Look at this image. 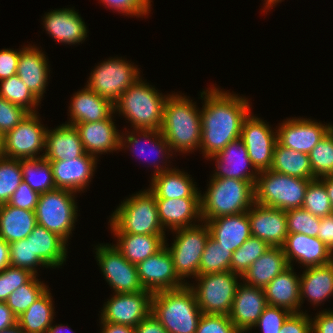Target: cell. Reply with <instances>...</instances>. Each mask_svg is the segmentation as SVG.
<instances>
[{"mask_svg":"<svg viewBox=\"0 0 333 333\" xmlns=\"http://www.w3.org/2000/svg\"><path fill=\"white\" fill-rule=\"evenodd\" d=\"M200 93L204 104L201 109L199 150L208 160L241 137L242 124L251 112V104L247 98L222 91L214 85Z\"/></svg>","mask_w":333,"mask_h":333,"instance_id":"6da1fadb","label":"cell"},{"mask_svg":"<svg viewBox=\"0 0 333 333\" xmlns=\"http://www.w3.org/2000/svg\"><path fill=\"white\" fill-rule=\"evenodd\" d=\"M192 101L174 93L166 99L160 131L173 152L186 154L200 148L201 110Z\"/></svg>","mask_w":333,"mask_h":333,"instance_id":"7a4b0ae2","label":"cell"},{"mask_svg":"<svg viewBox=\"0 0 333 333\" xmlns=\"http://www.w3.org/2000/svg\"><path fill=\"white\" fill-rule=\"evenodd\" d=\"M151 314L168 333H196L203 314L188 284L153 293Z\"/></svg>","mask_w":333,"mask_h":333,"instance_id":"3957f363","label":"cell"},{"mask_svg":"<svg viewBox=\"0 0 333 333\" xmlns=\"http://www.w3.org/2000/svg\"><path fill=\"white\" fill-rule=\"evenodd\" d=\"M140 77L114 104V112H118L131 123L133 129L160 130L163 124V113L166 99L152 85Z\"/></svg>","mask_w":333,"mask_h":333,"instance_id":"277c9868","label":"cell"},{"mask_svg":"<svg viewBox=\"0 0 333 333\" xmlns=\"http://www.w3.org/2000/svg\"><path fill=\"white\" fill-rule=\"evenodd\" d=\"M211 177L207 191L200 194L202 220L243 213L255 203V190L251 182Z\"/></svg>","mask_w":333,"mask_h":333,"instance_id":"5b68a950","label":"cell"},{"mask_svg":"<svg viewBox=\"0 0 333 333\" xmlns=\"http://www.w3.org/2000/svg\"><path fill=\"white\" fill-rule=\"evenodd\" d=\"M112 233L165 235L160 224L155 196L148 190L126 198L111 214Z\"/></svg>","mask_w":333,"mask_h":333,"instance_id":"8992f818","label":"cell"},{"mask_svg":"<svg viewBox=\"0 0 333 333\" xmlns=\"http://www.w3.org/2000/svg\"><path fill=\"white\" fill-rule=\"evenodd\" d=\"M310 181L271 169L260 171L254 186L255 203L284 211L302 208Z\"/></svg>","mask_w":333,"mask_h":333,"instance_id":"52a82bcc","label":"cell"},{"mask_svg":"<svg viewBox=\"0 0 333 333\" xmlns=\"http://www.w3.org/2000/svg\"><path fill=\"white\" fill-rule=\"evenodd\" d=\"M76 194L60 188L41 193L35 209L37 224L57 234L66 243L77 221Z\"/></svg>","mask_w":333,"mask_h":333,"instance_id":"ba28073f","label":"cell"},{"mask_svg":"<svg viewBox=\"0 0 333 333\" xmlns=\"http://www.w3.org/2000/svg\"><path fill=\"white\" fill-rule=\"evenodd\" d=\"M241 276L230 270L198 275L197 285L189 284L203 314L229 315Z\"/></svg>","mask_w":333,"mask_h":333,"instance_id":"9c48e42d","label":"cell"},{"mask_svg":"<svg viewBox=\"0 0 333 333\" xmlns=\"http://www.w3.org/2000/svg\"><path fill=\"white\" fill-rule=\"evenodd\" d=\"M201 223L171 231L176 234L172 245L168 247L169 245L165 242L172 256L176 274L186 284H188L186 277L196 278L199 275L200 259L206 241L210 237L206 222L201 221Z\"/></svg>","mask_w":333,"mask_h":333,"instance_id":"30bf717a","label":"cell"},{"mask_svg":"<svg viewBox=\"0 0 333 333\" xmlns=\"http://www.w3.org/2000/svg\"><path fill=\"white\" fill-rule=\"evenodd\" d=\"M125 58H108L93 68L85 87L108 99L113 105L137 81L140 69Z\"/></svg>","mask_w":333,"mask_h":333,"instance_id":"8fae6325","label":"cell"},{"mask_svg":"<svg viewBox=\"0 0 333 333\" xmlns=\"http://www.w3.org/2000/svg\"><path fill=\"white\" fill-rule=\"evenodd\" d=\"M39 118L38 112L28 113L14 129L4 135V157L19 160L43 158L44 153L40 155V151L45 150L47 128Z\"/></svg>","mask_w":333,"mask_h":333,"instance_id":"7c38bea8","label":"cell"},{"mask_svg":"<svg viewBox=\"0 0 333 333\" xmlns=\"http://www.w3.org/2000/svg\"><path fill=\"white\" fill-rule=\"evenodd\" d=\"M96 246V261L114 293H136L145 290L139 280L137 266L126 260L113 244L101 243Z\"/></svg>","mask_w":333,"mask_h":333,"instance_id":"4fadbf2b","label":"cell"},{"mask_svg":"<svg viewBox=\"0 0 333 333\" xmlns=\"http://www.w3.org/2000/svg\"><path fill=\"white\" fill-rule=\"evenodd\" d=\"M153 293L147 290L136 293H113L104 302L100 317L104 322L137 326L151 314Z\"/></svg>","mask_w":333,"mask_h":333,"instance_id":"5bb4252c","label":"cell"},{"mask_svg":"<svg viewBox=\"0 0 333 333\" xmlns=\"http://www.w3.org/2000/svg\"><path fill=\"white\" fill-rule=\"evenodd\" d=\"M240 138L245 143L248 156L255 169L258 172L269 170L277 143V130H272L268 122L265 123L264 120L250 112L243 121Z\"/></svg>","mask_w":333,"mask_h":333,"instance_id":"9a60e30c","label":"cell"},{"mask_svg":"<svg viewBox=\"0 0 333 333\" xmlns=\"http://www.w3.org/2000/svg\"><path fill=\"white\" fill-rule=\"evenodd\" d=\"M278 127L277 142L280 145L309 154L333 128V124L325 125L309 118L294 117L287 118Z\"/></svg>","mask_w":333,"mask_h":333,"instance_id":"2e32d148","label":"cell"},{"mask_svg":"<svg viewBox=\"0 0 333 333\" xmlns=\"http://www.w3.org/2000/svg\"><path fill=\"white\" fill-rule=\"evenodd\" d=\"M136 266L141 285L152 293L186 285L176 274L172 256L166 246Z\"/></svg>","mask_w":333,"mask_h":333,"instance_id":"e0dca14e","label":"cell"},{"mask_svg":"<svg viewBox=\"0 0 333 333\" xmlns=\"http://www.w3.org/2000/svg\"><path fill=\"white\" fill-rule=\"evenodd\" d=\"M210 158L216 160L217 167L212 175L214 178L249 181L255 186L259 172L252 165L245 143L241 138L230 142L223 150Z\"/></svg>","mask_w":333,"mask_h":333,"instance_id":"ac0fdd59","label":"cell"},{"mask_svg":"<svg viewBox=\"0 0 333 333\" xmlns=\"http://www.w3.org/2000/svg\"><path fill=\"white\" fill-rule=\"evenodd\" d=\"M253 237L269 246L282 247L288 235L286 211L254 203L248 210Z\"/></svg>","mask_w":333,"mask_h":333,"instance_id":"d6986e66","label":"cell"},{"mask_svg":"<svg viewBox=\"0 0 333 333\" xmlns=\"http://www.w3.org/2000/svg\"><path fill=\"white\" fill-rule=\"evenodd\" d=\"M289 266L298 262L303 268L329 264L333 261V253L318 238L301 233H288L282 246Z\"/></svg>","mask_w":333,"mask_h":333,"instance_id":"ffe728a7","label":"cell"},{"mask_svg":"<svg viewBox=\"0 0 333 333\" xmlns=\"http://www.w3.org/2000/svg\"><path fill=\"white\" fill-rule=\"evenodd\" d=\"M267 306L262 288L241 282L236 289L229 318L241 333H246L253 329Z\"/></svg>","mask_w":333,"mask_h":333,"instance_id":"44dd1931","label":"cell"},{"mask_svg":"<svg viewBox=\"0 0 333 333\" xmlns=\"http://www.w3.org/2000/svg\"><path fill=\"white\" fill-rule=\"evenodd\" d=\"M98 159L90 154L68 161H49L56 188L81 192L89 186Z\"/></svg>","mask_w":333,"mask_h":333,"instance_id":"7402d4cb","label":"cell"},{"mask_svg":"<svg viewBox=\"0 0 333 333\" xmlns=\"http://www.w3.org/2000/svg\"><path fill=\"white\" fill-rule=\"evenodd\" d=\"M113 112L107 119L96 122H83L74 124L79 132L80 139L87 154L97 158L98 154L119 151L120 135L115 122Z\"/></svg>","mask_w":333,"mask_h":333,"instance_id":"603a6c76","label":"cell"},{"mask_svg":"<svg viewBox=\"0 0 333 333\" xmlns=\"http://www.w3.org/2000/svg\"><path fill=\"white\" fill-rule=\"evenodd\" d=\"M42 19L47 34L58 43L76 45L85 41L87 37V26L73 8L51 10Z\"/></svg>","mask_w":333,"mask_h":333,"instance_id":"cb8c5ba5","label":"cell"},{"mask_svg":"<svg viewBox=\"0 0 333 333\" xmlns=\"http://www.w3.org/2000/svg\"><path fill=\"white\" fill-rule=\"evenodd\" d=\"M35 45L23 47L18 59L17 75L41 102L50 75L47 56Z\"/></svg>","mask_w":333,"mask_h":333,"instance_id":"d4e9b609","label":"cell"},{"mask_svg":"<svg viewBox=\"0 0 333 333\" xmlns=\"http://www.w3.org/2000/svg\"><path fill=\"white\" fill-rule=\"evenodd\" d=\"M205 221L210 236L232 253L252 236L248 211Z\"/></svg>","mask_w":333,"mask_h":333,"instance_id":"484cf974","label":"cell"},{"mask_svg":"<svg viewBox=\"0 0 333 333\" xmlns=\"http://www.w3.org/2000/svg\"><path fill=\"white\" fill-rule=\"evenodd\" d=\"M44 151L43 158L47 161H68L86 154L78 130L68 124L47 128Z\"/></svg>","mask_w":333,"mask_h":333,"instance_id":"4316f807","label":"cell"},{"mask_svg":"<svg viewBox=\"0 0 333 333\" xmlns=\"http://www.w3.org/2000/svg\"><path fill=\"white\" fill-rule=\"evenodd\" d=\"M163 229L175 230L202 221L200 198L155 199ZM195 222H194V221ZM193 222V224H192Z\"/></svg>","mask_w":333,"mask_h":333,"instance_id":"83f0119b","label":"cell"},{"mask_svg":"<svg viewBox=\"0 0 333 333\" xmlns=\"http://www.w3.org/2000/svg\"><path fill=\"white\" fill-rule=\"evenodd\" d=\"M289 266L263 290L269 306L284 308L291 313L303 312L300 307V276Z\"/></svg>","mask_w":333,"mask_h":333,"instance_id":"f1b7e54d","label":"cell"},{"mask_svg":"<svg viewBox=\"0 0 333 333\" xmlns=\"http://www.w3.org/2000/svg\"><path fill=\"white\" fill-rule=\"evenodd\" d=\"M191 175L179 169L171 168L152 175L148 190L155 199L200 198V192ZM194 182V183H193Z\"/></svg>","mask_w":333,"mask_h":333,"instance_id":"f546056e","label":"cell"},{"mask_svg":"<svg viewBox=\"0 0 333 333\" xmlns=\"http://www.w3.org/2000/svg\"><path fill=\"white\" fill-rule=\"evenodd\" d=\"M114 112V105L90 88L74 93L69 106L68 125L83 122H96L107 119Z\"/></svg>","mask_w":333,"mask_h":333,"instance_id":"4dcf8cb0","label":"cell"},{"mask_svg":"<svg viewBox=\"0 0 333 333\" xmlns=\"http://www.w3.org/2000/svg\"><path fill=\"white\" fill-rule=\"evenodd\" d=\"M331 296H333V261L326 265L305 268L300 275L301 305L307 298L311 305L317 306Z\"/></svg>","mask_w":333,"mask_h":333,"instance_id":"1f68e13d","label":"cell"},{"mask_svg":"<svg viewBox=\"0 0 333 333\" xmlns=\"http://www.w3.org/2000/svg\"><path fill=\"white\" fill-rule=\"evenodd\" d=\"M126 132H128V133H126V134L121 133V135H120V149H124L125 150V149L128 148V149H131L132 153L135 152V151L137 152V150H138V152L140 153V155L144 156V154L147 153L146 152V148L143 147V145H140L142 143V142L140 143V141H142V138H143L144 142L146 141L148 143L150 141L148 143L150 145L148 146V144H147V146L149 147V149L151 148L152 152L154 151V154H156V155H158V154L160 155L161 154L164 159L166 158L165 159L166 161L163 162V164H165L167 162V160L170 157H172L173 151H171L168 142L166 141L165 137L163 136V134L161 133L160 130H155V129H144V130H142V129L137 130L136 129L135 130L134 129V130H132V132H129V131H126ZM137 137H139L140 139L137 138ZM136 152H135V154H136ZM136 155H138V154H136ZM140 155H138V156H140ZM145 157H146V154H145ZM146 159H147V157L145 158V160ZM157 161L155 160L153 162L154 163V167H155V171H153L154 172L153 175H156L158 173H161L163 171H167V170L171 169V168H169V166L167 165V163L164 166H163V164L162 165L160 164L164 160H161L159 162V164H157V163L155 164V162H157ZM166 166H168V167H166Z\"/></svg>","mask_w":333,"mask_h":333,"instance_id":"d6a6232c","label":"cell"},{"mask_svg":"<svg viewBox=\"0 0 333 333\" xmlns=\"http://www.w3.org/2000/svg\"><path fill=\"white\" fill-rule=\"evenodd\" d=\"M289 267L283 247H270L241 276L243 283L264 288Z\"/></svg>","mask_w":333,"mask_h":333,"instance_id":"836d02e7","label":"cell"},{"mask_svg":"<svg viewBox=\"0 0 333 333\" xmlns=\"http://www.w3.org/2000/svg\"><path fill=\"white\" fill-rule=\"evenodd\" d=\"M113 234L117 237V244H113V246L126 260L135 265L157 253L165 246L167 241L166 235Z\"/></svg>","mask_w":333,"mask_h":333,"instance_id":"e575fe53","label":"cell"},{"mask_svg":"<svg viewBox=\"0 0 333 333\" xmlns=\"http://www.w3.org/2000/svg\"><path fill=\"white\" fill-rule=\"evenodd\" d=\"M26 239L31 241L33 253L49 268H59L66 262L68 244L45 227L37 224Z\"/></svg>","mask_w":333,"mask_h":333,"instance_id":"d590c367","label":"cell"},{"mask_svg":"<svg viewBox=\"0 0 333 333\" xmlns=\"http://www.w3.org/2000/svg\"><path fill=\"white\" fill-rule=\"evenodd\" d=\"M37 225L35 211L0 205V236L13 243L26 238Z\"/></svg>","mask_w":333,"mask_h":333,"instance_id":"8d00e7d4","label":"cell"},{"mask_svg":"<svg viewBox=\"0 0 333 333\" xmlns=\"http://www.w3.org/2000/svg\"><path fill=\"white\" fill-rule=\"evenodd\" d=\"M49 290L17 318V325L25 333H48L55 315L54 301Z\"/></svg>","mask_w":333,"mask_h":333,"instance_id":"74e56055","label":"cell"},{"mask_svg":"<svg viewBox=\"0 0 333 333\" xmlns=\"http://www.w3.org/2000/svg\"><path fill=\"white\" fill-rule=\"evenodd\" d=\"M270 169L296 178L316 179L312 173L308 154L285 148L278 142L274 147Z\"/></svg>","mask_w":333,"mask_h":333,"instance_id":"f35d334b","label":"cell"},{"mask_svg":"<svg viewBox=\"0 0 333 333\" xmlns=\"http://www.w3.org/2000/svg\"><path fill=\"white\" fill-rule=\"evenodd\" d=\"M23 181L39 194L56 189L51 164L44 158L21 160Z\"/></svg>","mask_w":333,"mask_h":333,"instance_id":"ab89813d","label":"cell"},{"mask_svg":"<svg viewBox=\"0 0 333 333\" xmlns=\"http://www.w3.org/2000/svg\"><path fill=\"white\" fill-rule=\"evenodd\" d=\"M0 97L12 104L23 107L29 113L38 112L36 107L40 105V101L31 93L17 74L0 80Z\"/></svg>","mask_w":333,"mask_h":333,"instance_id":"60d3db41","label":"cell"},{"mask_svg":"<svg viewBox=\"0 0 333 333\" xmlns=\"http://www.w3.org/2000/svg\"><path fill=\"white\" fill-rule=\"evenodd\" d=\"M37 276L34 275L26 284L21 285L5 301L17 318L49 288L43 281H39Z\"/></svg>","mask_w":333,"mask_h":333,"instance_id":"b9f144b4","label":"cell"},{"mask_svg":"<svg viewBox=\"0 0 333 333\" xmlns=\"http://www.w3.org/2000/svg\"><path fill=\"white\" fill-rule=\"evenodd\" d=\"M271 246L257 237H249L232 253L230 271L242 276L245 271Z\"/></svg>","mask_w":333,"mask_h":333,"instance_id":"7bdbcfd3","label":"cell"},{"mask_svg":"<svg viewBox=\"0 0 333 333\" xmlns=\"http://www.w3.org/2000/svg\"><path fill=\"white\" fill-rule=\"evenodd\" d=\"M231 258L232 252L219 246V244L210 236L206 241L200 259L199 275L230 270Z\"/></svg>","mask_w":333,"mask_h":333,"instance_id":"ee69618b","label":"cell"},{"mask_svg":"<svg viewBox=\"0 0 333 333\" xmlns=\"http://www.w3.org/2000/svg\"><path fill=\"white\" fill-rule=\"evenodd\" d=\"M315 178L333 176V128L308 154Z\"/></svg>","mask_w":333,"mask_h":333,"instance_id":"f6af8a7d","label":"cell"},{"mask_svg":"<svg viewBox=\"0 0 333 333\" xmlns=\"http://www.w3.org/2000/svg\"><path fill=\"white\" fill-rule=\"evenodd\" d=\"M23 181L21 160L0 158V205L7 204Z\"/></svg>","mask_w":333,"mask_h":333,"instance_id":"bcb514c9","label":"cell"},{"mask_svg":"<svg viewBox=\"0 0 333 333\" xmlns=\"http://www.w3.org/2000/svg\"><path fill=\"white\" fill-rule=\"evenodd\" d=\"M302 208L319 218L333 213L325 184L319 178L309 182Z\"/></svg>","mask_w":333,"mask_h":333,"instance_id":"7dc6e473","label":"cell"},{"mask_svg":"<svg viewBox=\"0 0 333 333\" xmlns=\"http://www.w3.org/2000/svg\"><path fill=\"white\" fill-rule=\"evenodd\" d=\"M10 252V266L26 269L37 275L38 266L43 268H49L35 253L31 248V241H27L26 238L9 243Z\"/></svg>","mask_w":333,"mask_h":333,"instance_id":"c3c4849f","label":"cell"},{"mask_svg":"<svg viewBox=\"0 0 333 333\" xmlns=\"http://www.w3.org/2000/svg\"><path fill=\"white\" fill-rule=\"evenodd\" d=\"M288 233H301L317 237L320 218L303 208L286 211Z\"/></svg>","mask_w":333,"mask_h":333,"instance_id":"681fc988","label":"cell"},{"mask_svg":"<svg viewBox=\"0 0 333 333\" xmlns=\"http://www.w3.org/2000/svg\"><path fill=\"white\" fill-rule=\"evenodd\" d=\"M33 276L34 274L26 269L12 266L0 271V302H5L11 293L26 284Z\"/></svg>","mask_w":333,"mask_h":333,"instance_id":"f907efd6","label":"cell"},{"mask_svg":"<svg viewBox=\"0 0 333 333\" xmlns=\"http://www.w3.org/2000/svg\"><path fill=\"white\" fill-rule=\"evenodd\" d=\"M291 314L284 308L268 305L253 328L260 327L262 333H280L282 325Z\"/></svg>","mask_w":333,"mask_h":333,"instance_id":"816d5d0a","label":"cell"},{"mask_svg":"<svg viewBox=\"0 0 333 333\" xmlns=\"http://www.w3.org/2000/svg\"><path fill=\"white\" fill-rule=\"evenodd\" d=\"M196 333H241L229 315L202 314Z\"/></svg>","mask_w":333,"mask_h":333,"instance_id":"f5cc1de1","label":"cell"},{"mask_svg":"<svg viewBox=\"0 0 333 333\" xmlns=\"http://www.w3.org/2000/svg\"><path fill=\"white\" fill-rule=\"evenodd\" d=\"M29 112L0 97V133L4 136L14 129Z\"/></svg>","mask_w":333,"mask_h":333,"instance_id":"db71d44e","label":"cell"},{"mask_svg":"<svg viewBox=\"0 0 333 333\" xmlns=\"http://www.w3.org/2000/svg\"><path fill=\"white\" fill-rule=\"evenodd\" d=\"M106 8H112L124 15L143 17L150 13L151 0H100Z\"/></svg>","mask_w":333,"mask_h":333,"instance_id":"11a10c76","label":"cell"},{"mask_svg":"<svg viewBox=\"0 0 333 333\" xmlns=\"http://www.w3.org/2000/svg\"><path fill=\"white\" fill-rule=\"evenodd\" d=\"M39 195L25 181H22L10 197L8 204L17 208L35 211Z\"/></svg>","mask_w":333,"mask_h":333,"instance_id":"9f6ffc18","label":"cell"},{"mask_svg":"<svg viewBox=\"0 0 333 333\" xmlns=\"http://www.w3.org/2000/svg\"><path fill=\"white\" fill-rule=\"evenodd\" d=\"M311 318L306 312L292 313L284 322L280 333H310Z\"/></svg>","mask_w":333,"mask_h":333,"instance_id":"6f0895ef","label":"cell"},{"mask_svg":"<svg viewBox=\"0 0 333 333\" xmlns=\"http://www.w3.org/2000/svg\"><path fill=\"white\" fill-rule=\"evenodd\" d=\"M20 50L2 49L0 50V80L16 75Z\"/></svg>","mask_w":333,"mask_h":333,"instance_id":"680465c9","label":"cell"},{"mask_svg":"<svg viewBox=\"0 0 333 333\" xmlns=\"http://www.w3.org/2000/svg\"><path fill=\"white\" fill-rule=\"evenodd\" d=\"M313 333H333V310H322L315 318H311Z\"/></svg>","mask_w":333,"mask_h":333,"instance_id":"91938a15","label":"cell"},{"mask_svg":"<svg viewBox=\"0 0 333 333\" xmlns=\"http://www.w3.org/2000/svg\"><path fill=\"white\" fill-rule=\"evenodd\" d=\"M317 237L333 253V213L323 218H320Z\"/></svg>","mask_w":333,"mask_h":333,"instance_id":"94428289","label":"cell"},{"mask_svg":"<svg viewBox=\"0 0 333 333\" xmlns=\"http://www.w3.org/2000/svg\"><path fill=\"white\" fill-rule=\"evenodd\" d=\"M134 328L135 333H168L152 314L142 320Z\"/></svg>","mask_w":333,"mask_h":333,"instance_id":"6125c7cd","label":"cell"},{"mask_svg":"<svg viewBox=\"0 0 333 333\" xmlns=\"http://www.w3.org/2000/svg\"><path fill=\"white\" fill-rule=\"evenodd\" d=\"M17 324V317L5 302H0V331L8 329Z\"/></svg>","mask_w":333,"mask_h":333,"instance_id":"be15d7a7","label":"cell"},{"mask_svg":"<svg viewBox=\"0 0 333 333\" xmlns=\"http://www.w3.org/2000/svg\"><path fill=\"white\" fill-rule=\"evenodd\" d=\"M100 333H135V328L128 325L114 324L100 320Z\"/></svg>","mask_w":333,"mask_h":333,"instance_id":"e7e4bbea","label":"cell"},{"mask_svg":"<svg viewBox=\"0 0 333 333\" xmlns=\"http://www.w3.org/2000/svg\"><path fill=\"white\" fill-rule=\"evenodd\" d=\"M10 266L9 243L0 236V271Z\"/></svg>","mask_w":333,"mask_h":333,"instance_id":"03108f58","label":"cell"},{"mask_svg":"<svg viewBox=\"0 0 333 333\" xmlns=\"http://www.w3.org/2000/svg\"><path fill=\"white\" fill-rule=\"evenodd\" d=\"M324 184L333 208V176H324L319 178Z\"/></svg>","mask_w":333,"mask_h":333,"instance_id":"003e7915","label":"cell"},{"mask_svg":"<svg viewBox=\"0 0 333 333\" xmlns=\"http://www.w3.org/2000/svg\"><path fill=\"white\" fill-rule=\"evenodd\" d=\"M65 325H60V324H58V325H53V323H52V325L49 327V330H48V333H64L65 332V329H66V333H67V328L65 327ZM64 331V332H63ZM72 331H71V329H70V333H71ZM73 333V332H72Z\"/></svg>","mask_w":333,"mask_h":333,"instance_id":"a7ac6f4b","label":"cell"},{"mask_svg":"<svg viewBox=\"0 0 333 333\" xmlns=\"http://www.w3.org/2000/svg\"><path fill=\"white\" fill-rule=\"evenodd\" d=\"M0 333H25L17 324L8 329L0 331Z\"/></svg>","mask_w":333,"mask_h":333,"instance_id":"89a4df30","label":"cell"},{"mask_svg":"<svg viewBox=\"0 0 333 333\" xmlns=\"http://www.w3.org/2000/svg\"><path fill=\"white\" fill-rule=\"evenodd\" d=\"M265 1V8L264 9H270L273 8V6H276L278 3H280L282 0H264Z\"/></svg>","mask_w":333,"mask_h":333,"instance_id":"2644e50d","label":"cell"},{"mask_svg":"<svg viewBox=\"0 0 333 333\" xmlns=\"http://www.w3.org/2000/svg\"><path fill=\"white\" fill-rule=\"evenodd\" d=\"M4 157V136L0 133V158Z\"/></svg>","mask_w":333,"mask_h":333,"instance_id":"8c879c8a","label":"cell"}]
</instances>
